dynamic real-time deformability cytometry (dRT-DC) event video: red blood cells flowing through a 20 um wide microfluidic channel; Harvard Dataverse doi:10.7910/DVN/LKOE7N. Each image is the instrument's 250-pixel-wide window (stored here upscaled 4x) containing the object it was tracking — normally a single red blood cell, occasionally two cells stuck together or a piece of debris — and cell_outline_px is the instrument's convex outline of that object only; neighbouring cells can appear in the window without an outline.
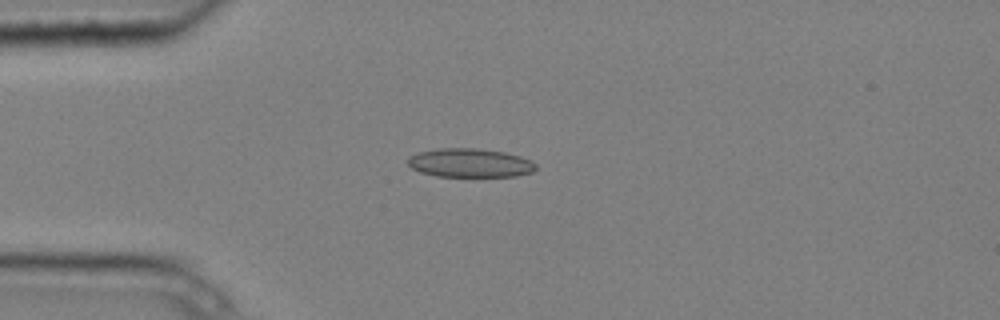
{"species": "common noctule bat (a hibernating species)", "species_latin": "Nyctalus noctula", "temperature_condition": "cold", "stored_images_in_passage": 4, "camera_frame_rate_fps": 3000, "um_per_image_px": 0.085, "animal": {"sex": "male", "body_mass_g": 20.4}, "frame": {"image": 1, "passage_image": 2, "time_ms": 0.333, "image_size_px": [1000, 320], "cell_outline_px": [[536, 168], [532, 172], [516, 176], [436, 176], [420, 172], [412, 168], [408, 164], [408, 156], [416, 152], [440, 148], [476, 148], [504, 152], [520, 156], [536, 164]], "centroid_in_image_um": [39.91, 13.84], "position_along_channel_um": 45.1, "area_um2": 21.44}}
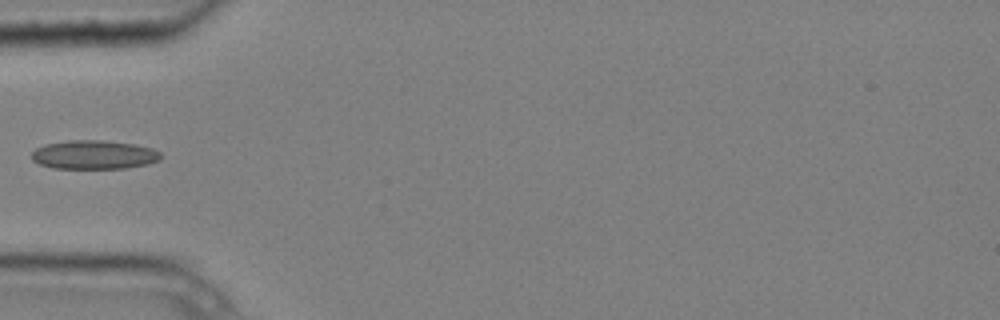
{"frame": {"image": 2, "passage_image": 3, "time_ms": 0.667, "image_size_px": [1000, 320], "cell_outline_px": [[160, 160], [148, 164], [124, 168], [52, 168], [40, 164], [32, 160], [32, 152], [36, 148], [44, 144], [68, 140], [100, 140], [136, 144], [152, 148], [160, 152]], "centroid_in_image_um": [7.98, 13.14], "position_along_channel_um": 77.0, "area_um2": 21.73}}
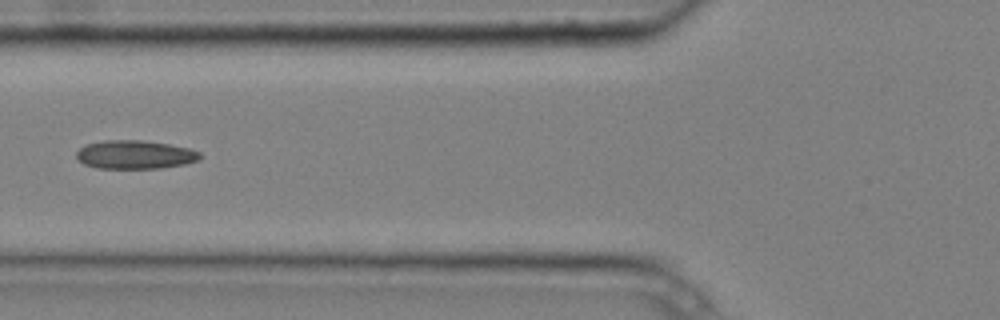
{"frame": {"image": 3, "passage_image": 4, "time_ms": 1.0, "image_size_px": [1000, 320], "cell_outline_px": [[200, 160], [184, 164], [160, 168], [96, 168], [84, 164], [76, 156], [76, 152], [80, 148], [88, 144], [104, 140], [140, 140], [168, 144], [192, 148], [200, 152]], "centroid_in_image_um": [11.5, 13.14], "position_along_channel_um": 114.3, "area_um2": 20.52}}